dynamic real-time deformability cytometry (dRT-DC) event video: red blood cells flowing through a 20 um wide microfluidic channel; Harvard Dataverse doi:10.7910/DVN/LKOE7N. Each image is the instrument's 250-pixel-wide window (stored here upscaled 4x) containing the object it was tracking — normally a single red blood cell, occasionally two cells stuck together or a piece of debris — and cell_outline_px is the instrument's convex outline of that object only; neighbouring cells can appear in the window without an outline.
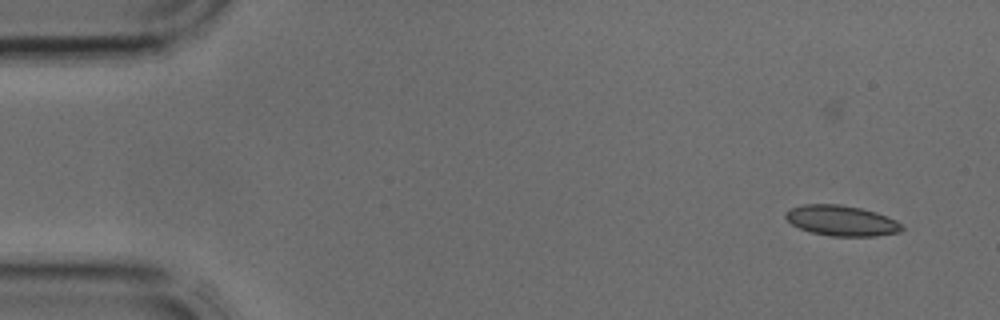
{"species": "common noctule bat (a hibernating species)", "species_latin": "Nyctalus noctula", "temperature_condition": "cold", "stored_images_in_passage": 5, "camera_frame_rate_fps": 3000, "um_per_image_px": 0.085, "animal": {"sex": "male", "body_mass_g": 17.9, "forearm_length_mm": 54.2}, "frame": {"image": 1, "passage_image": 2, "time_ms": 0.333, "image_size_px": [1000, 320], "cell_outline_px": [[904, 228], [900, 232], [876, 236], [832, 236], [812, 232], [800, 228], [792, 224], [784, 216], [784, 212], [792, 208], [804, 204], [840, 204], [860, 208], [876, 212], [888, 216], [896, 220]], "centroid_in_image_um": [71.54, 18.75], "position_along_channel_um": 13.5, "area_um2": 20.58}}
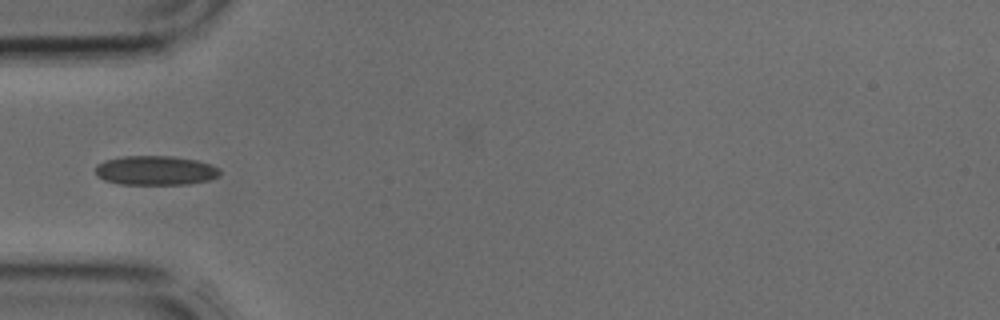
{"frame": {"image": 2, "passage_image": 5, "time_ms": 1.333, "image_size_px": [1000, 320], "cell_outline_px": [[220, 176], [208, 180], [188, 184], [120, 184], [104, 180], [96, 176], [96, 164], [104, 160], [124, 156], [172, 156], [196, 160], [220, 168]], "centroid_in_image_um": [13.19, 14.49], "position_along_channel_um": 71.8, "area_um2": 21.33}}